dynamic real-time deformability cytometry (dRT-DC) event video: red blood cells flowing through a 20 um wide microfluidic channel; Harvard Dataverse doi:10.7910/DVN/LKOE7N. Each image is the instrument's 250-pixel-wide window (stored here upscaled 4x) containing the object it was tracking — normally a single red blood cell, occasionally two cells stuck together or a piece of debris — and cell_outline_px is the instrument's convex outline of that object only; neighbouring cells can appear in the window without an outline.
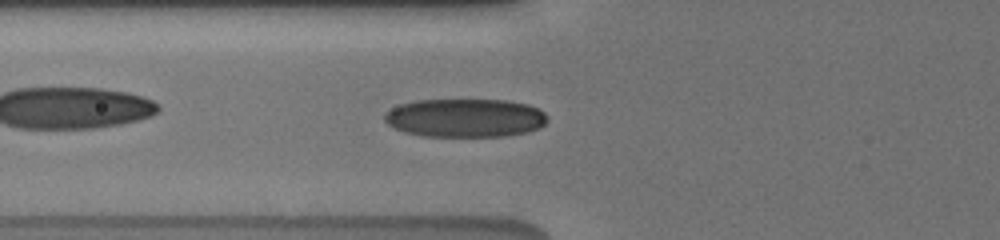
{"species": "human", "species_latin": "Homo sapiens", "temperature_condition": "cold", "stored_images_in_passage": 15, "camera_frame_rate_fps": 3000, "um_per_image_px": 0.085, "donor": {"sex": "male"}, "frame": {"image": 1, "passage_image": 11, "time_ms": 6.667, "image_size_px": [1000, 240], "cell_outline_px": [[548, 120], [544, 124], [528, 132], [500, 136], [424, 136], [408, 132], [396, 128], [388, 124], [384, 120], [384, 112], [400, 104], [416, 100], [508, 100], [528, 104], [544, 112], [548, 116]], "centroid_in_image_um": [39.54, 10.01], "position_along_channel_um": 86.3, "area_um2": 36.41}}
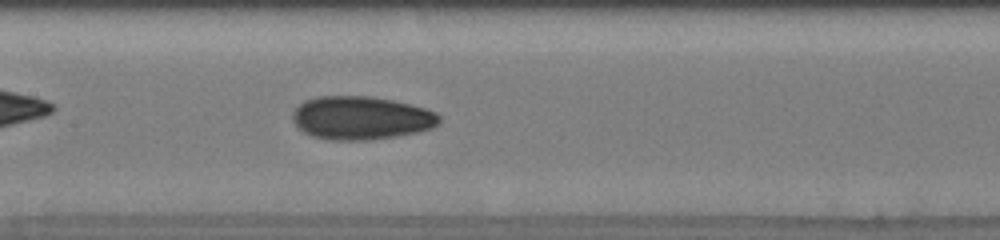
{"frame": {"image": 2, "passage_image": 15, "time_ms": 9.0, "image_size_px": [1000, 240], "cell_outline_px": [[440, 120], [432, 128], [416, 132], [396, 136], [368, 140], [328, 140], [312, 136], [296, 128], [292, 120], [292, 112], [304, 100], [316, 96], [372, 96], [392, 100], [424, 108], [436, 112], [440, 116]], "centroid_in_image_um": [30.64, 10.02], "position_along_channel_um": 176.8, "area_um2": 37.17}}